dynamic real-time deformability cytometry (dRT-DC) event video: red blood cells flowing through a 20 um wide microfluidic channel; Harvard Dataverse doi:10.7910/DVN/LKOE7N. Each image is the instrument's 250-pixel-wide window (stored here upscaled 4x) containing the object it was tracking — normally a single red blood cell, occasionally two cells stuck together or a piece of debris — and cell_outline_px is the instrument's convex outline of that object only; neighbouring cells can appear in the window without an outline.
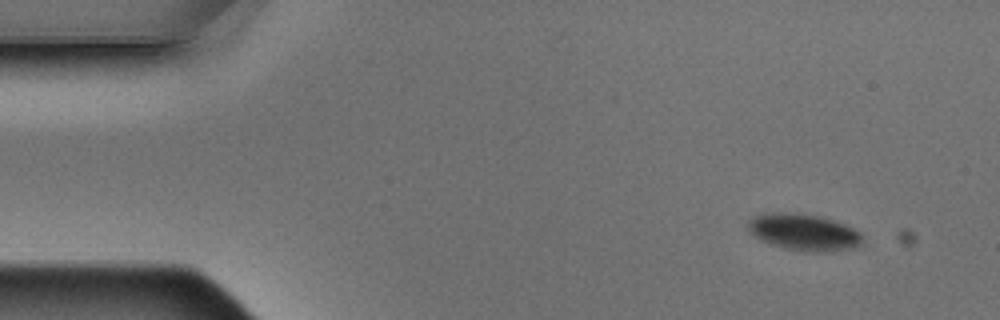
{"species": "Egyptian fruit bat (a non-hibernating species)", "species_latin": "Rousettus aegyptiacus", "temperature_condition": "warm", "stored_images_in_passage": 4, "camera_frame_rate_fps": 3000, "um_per_image_px": 0.085, "animal": {"sex": "male"}, "frame": {"image": 1, "passage_image": 1, "time_ms": 0.0, "image_size_px": [1000, 320], "cell_outline_px": [[860, 248], [828, 252], [816, 252], [784, 248], [760, 240], [748, 228], [748, 220], [752, 216], [764, 212], [792, 212], [820, 216], [836, 220], [860, 232]], "centroid_in_image_um": [68.33, 19.72], "position_along_channel_um": 16.7, "area_um2": 24.62}}
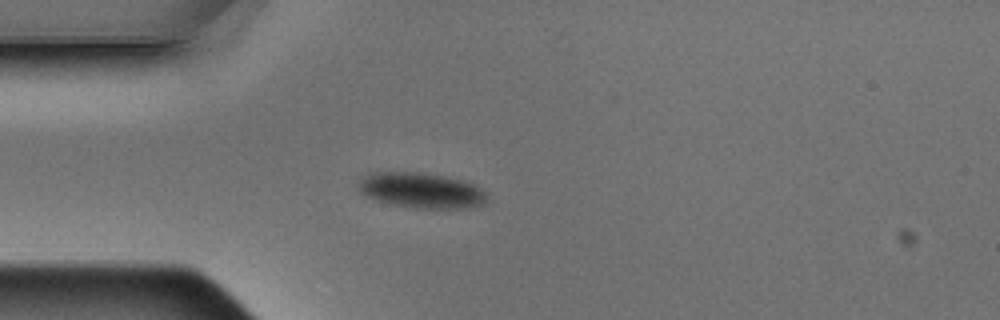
{"frame": {"image": 2, "passage_image": 4, "time_ms": 1.0, "image_size_px": [1000, 320], "cell_outline_px": [[488, 192], [484, 204], [468, 208], [408, 208], [376, 200], [360, 192], [356, 188], [356, 184], [368, 172], [424, 172], [448, 176], [464, 180], [476, 184]], "centroid_in_image_um": [35.83, 16.17], "position_along_channel_um": 49.2, "area_um2": 27.17}}